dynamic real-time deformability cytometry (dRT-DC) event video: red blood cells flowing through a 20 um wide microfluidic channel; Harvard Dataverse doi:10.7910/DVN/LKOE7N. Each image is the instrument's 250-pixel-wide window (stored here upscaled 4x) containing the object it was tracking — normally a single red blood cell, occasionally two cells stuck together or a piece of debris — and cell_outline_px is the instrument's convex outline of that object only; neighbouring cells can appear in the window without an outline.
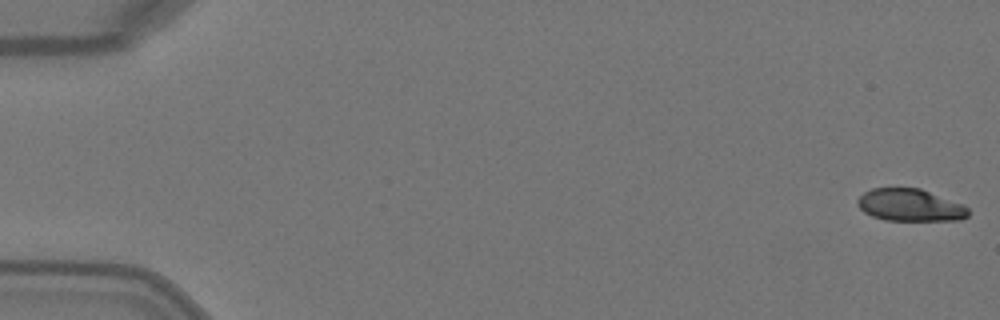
{"species": "Egyptian fruit bat (a non-hibernating species)", "species_latin": "Rousettus aegyptiacus", "temperature_condition": "warm", "stored_images_in_passage": 4, "camera_frame_rate_fps": 3000, "um_per_image_px": 0.085, "animal": {"sex": "female"}, "frame": {"image": 1, "passage_image": 1, "time_ms": 0.0, "image_size_px": [1000, 320], "cell_outline_px": [[968, 216], [960, 220], [884, 220], [872, 216], [864, 212], [856, 204], [856, 200], [864, 192], [872, 188], [920, 188], [964, 204], [968, 208]], "centroid_in_image_um": [77.35, 17.43], "position_along_channel_um": 7.6, "area_um2": 20.92}}
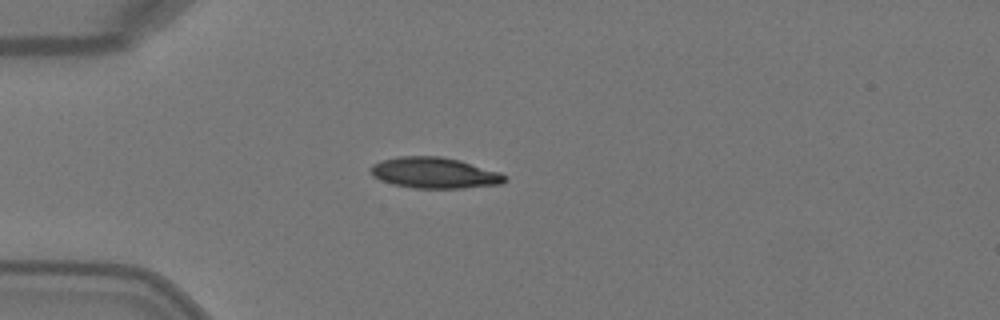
{"frame": {"image": 2, "passage_image": 4, "time_ms": 1.0, "image_size_px": [1000, 320], "cell_outline_px": [[508, 180], [504, 184], [464, 188], [412, 188], [392, 184], [380, 180], [372, 176], [368, 168], [372, 164], [380, 160], [400, 156], [444, 156], [460, 160], [500, 172], [508, 176]], "centroid_in_image_um": [36.94, 14.69], "position_along_channel_um": 48.1, "area_um2": 24.68}}